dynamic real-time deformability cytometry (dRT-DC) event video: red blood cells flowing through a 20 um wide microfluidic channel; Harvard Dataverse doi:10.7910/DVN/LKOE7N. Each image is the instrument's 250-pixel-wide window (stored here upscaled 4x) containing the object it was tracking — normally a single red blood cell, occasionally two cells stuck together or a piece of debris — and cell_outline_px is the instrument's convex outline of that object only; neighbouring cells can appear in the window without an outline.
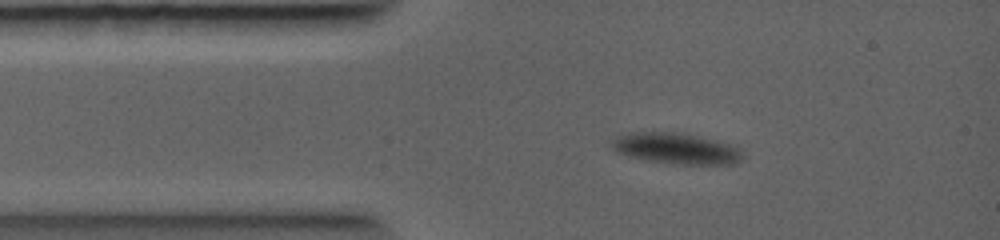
{"species": "common noctule bat (a hibernating species)", "species_latin": "Nyctalus noctula", "temperature_condition": "warm", "stored_images_in_passage": 19, "camera_frame_rate_fps": 5000, "um_per_image_px": 0.085, "animal": {"sex": "female", "body_mass_g": 19.0, "forearm_length_mm": 56.7}, "frame": {"image": 1, "passage_image": 1, "time_ms": 0.0, "image_size_px": [1000, 240], "cell_outline_px": [[736, 156], [732, 160], [704, 164], [676, 164], [656, 160], [640, 156], [628, 152], [620, 148], [616, 144], [620, 140], [632, 136], [688, 136], [716, 144], [728, 148], [736, 152]], "centroid_in_image_um": [57.52, 12.71], "position_along_channel_um": 27.5, "area_um2": 17.69}}
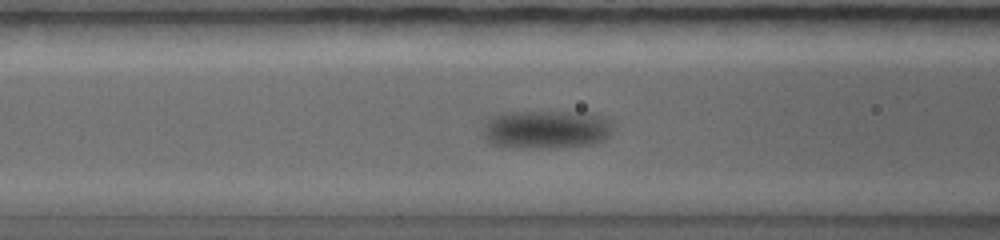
{"frame": {"image": 2, "passage_image": 6, "time_ms": 2.2, "image_size_px": [1000, 240], "cell_outline_px": [[604, 132], [596, 140], [584, 144], [548, 148], [504, 148], [492, 144], [492, 132], [496, 120], [500, 116], [520, 112], [560, 112], [576, 116], [596, 124]], "centroid_in_image_um": [46.16, 11.1], "position_along_channel_um": 120.4, "area_um2": 24.04}}
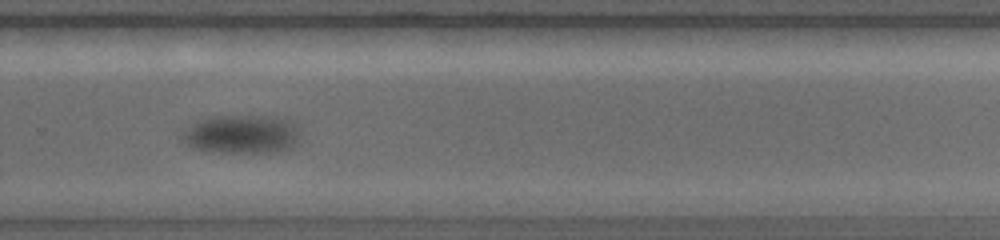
{"frame": {"image": 3, "passage_image": 14, "time_ms": 5.8, "image_size_px": [1000, 240], "cell_outline_px": [[284, 152], [252, 156], [216, 152], [200, 148], [188, 136], [196, 124], [200, 120], [216, 116], [276, 116], [284, 136]], "centroid_in_image_um": [20.36, 11.49], "position_along_channel_um": 309.4, "area_um2": 23.06}}